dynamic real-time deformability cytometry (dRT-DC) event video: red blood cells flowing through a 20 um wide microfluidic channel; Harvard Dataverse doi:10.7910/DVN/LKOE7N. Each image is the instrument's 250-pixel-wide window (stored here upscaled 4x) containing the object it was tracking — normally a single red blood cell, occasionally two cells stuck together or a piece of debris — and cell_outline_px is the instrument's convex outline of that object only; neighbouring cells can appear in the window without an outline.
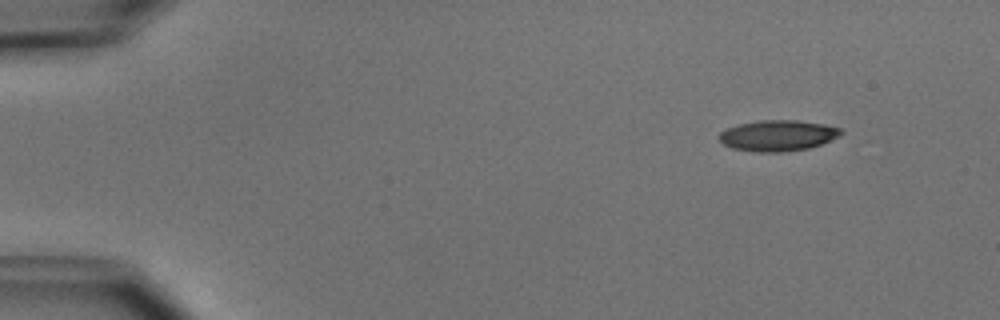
{"species": "common noctule bat (a hibernating species)", "species_latin": "Nyctalus noctula", "temperature_condition": "cold", "stored_images_in_passage": 6, "segment_of_instrument_passage": [2, 2], "camera_frame_rate_fps": 3000, "um_per_image_px": 0.085, "animal": {"sex": "male", "body_mass_g": 15.6}, "frame": {"image": 1, "passage_image": 6, "time_ms": 6.0, "image_size_px": [1000, 320], "cell_outline_px": [[844, 132], [840, 136], [820, 144], [808, 148], [780, 152], [756, 152], [732, 148], [724, 144], [720, 140], [720, 132], [728, 128], [740, 124], [760, 120], [796, 120], [824, 124], [840, 128]], "centroid_in_image_um": [66.13, 11.52], "position_along_channel_um": 18.9, "area_um2": 21.73}}